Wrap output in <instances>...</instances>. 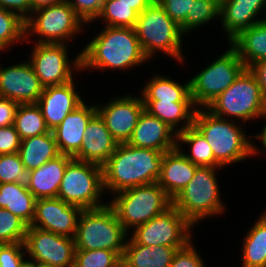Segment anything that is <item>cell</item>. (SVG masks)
<instances>
[{
  "mask_svg": "<svg viewBox=\"0 0 266 267\" xmlns=\"http://www.w3.org/2000/svg\"><path fill=\"white\" fill-rule=\"evenodd\" d=\"M177 148L189 161L198 167H222L215 160L213 150L205 137L194 125L177 134Z\"/></svg>",
  "mask_w": 266,
  "mask_h": 267,
  "instance_id": "obj_32",
  "label": "cell"
},
{
  "mask_svg": "<svg viewBox=\"0 0 266 267\" xmlns=\"http://www.w3.org/2000/svg\"><path fill=\"white\" fill-rule=\"evenodd\" d=\"M97 113L95 103L85 101L70 112L65 119L52 130L60 154L74 157L81 148L85 129L90 119Z\"/></svg>",
  "mask_w": 266,
  "mask_h": 267,
  "instance_id": "obj_21",
  "label": "cell"
},
{
  "mask_svg": "<svg viewBox=\"0 0 266 267\" xmlns=\"http://www.w3.org/2000/svg\"><path fill=\"white\" fill-rule=\"evenodd\" d=\"M265 4L266 0H224L220 5L219 22L226 34V44L263 20Z\"/></svg>",
  "mask_w": 266,
  "mask_h": 267,
  "instance_id": "obj_19",
  "label": "cell"
},
{
  "mask_svg": "<svg viewBox=\"0 0 266 267\" xmlns=\"http://www.w3.org/2000/svg\"><path fill=\"white\" fill-rule=\"evenodd\" d=\"M116 267H126L125 264L123 262H121L118 266Z\"/></svg>",
  "mask_w": 266,
  "mask_h": 267,
  "instance_id": "obj_55",
  "label": "cell"
},
{
  "mask_svg": "<svg viewBox=\"0 0 266 267\" xmlns=\"http://www.w3.org/2000/svg\"><path fill=\"white\" fill-rule=\"evenodd\" d=\"M216 3H218L219 5H221L223 2H224V0H214Z\"/></svg>",
  "mask_w": 266,
  "mask_h": 267,
  "instance_id": "obj_54",
  "label": "cell"
},
{
  "mask_svg": "<svg viewBox=\"0 0 266 267\" xmlns=\"http://www.w3.org/2000/svg\"><path fill=\"white\" fill-rule=\"evenodd\" d=\"M36 198L27 185L20 182L0 184V208H5L31 225L35 214Z\"/></svg>",
  "mask_w": 266,
  "mask_h": 267,
  "instance_id": "obj_29",
  "label": "cell"
},
{
  "mask_svg": "<svg viewBox=\"0 0 266 267\" xmlns=\"http://www.w3.org/2000/svg\"><path fill=\"white\" fill-rule=\"evenodd\" d=\"M28 172L18 154L0 155V184L20 182L27 183Z\"/></svg>",
  "mask_w": 266,
  "mask_h": 267,
  "instance_id": "obj_39",
  "label": "cell"
},
{
  "mask_svg": "<svg viewBox=\"0 0 266 267\" xmlns=\"http://www.w3.org/2000/svg\"><path fill=\"white\" fill-rule=\"evenodd\" d=\"M69 49L70 44H32L28 60L44 87L63 85L82 72L81 52L72 60Z\"/></svg>",
  "mask_w": 266,
  "mask_h": 267,
  "instance_id": "obj_12",
  "label": "cell"
},
{
  "mask_svg": "<svg viewBox=\"0 0 266 267\" xmlns=\"http://www.w3.org/2000/svg\"><path fill=\"white\" fill-rule=\"evenodd\" d=\"M192 239L185 247L178 249L175 253L170 267H206L207 264L202 254L195 246ZM206 264V265H205Z\"/></svg>",
  "mask_w": 266,
  "mask_h": 267,
  "instance_id": "obj_41",
  "label": "cell"
},
{
  "mask_svg": "<svg viewBox=\"0 0 266 267\" xmlns=\"http://www.w3.org/2000/svg\"><path fill=\"white\" fill-rule=\"evenodd\" d=\"M128 237L116 212L107 204L82 211L74 241L76 250L109 249L123 257Z\"/></svg>",
  "mask_w": 266,
  "mask_h": 267,
  "instance_id": "obj_8",
  "label": "cell"
},
{
  "mask_svg": "<svg viewBox=\"0 0 266 267\" xmlns=\"http://www.w3.org/2000/svg\"><path fill=\"white\" fill-rule=\"evenodd\" d=\"M164 11L181 27L186 36V17L194 0H156Z\"/></svg>",
  "mask_w": 266,
  "mask_h": 267,
  "instance_id": "obj_40",
  "label": "cell"
},
{
  "mask_svg": "<svg viewBox=\"0 0 266 267\" xmlns=\"http://www.w3.org/2000/svg\"><path fill=\"white\" fill-rule=\"evenodd\" d=\"M21 267H35V263L30 260H26Z\"/></svg>",
  "mask_w": 266,
  "mask_h": 267,
  "instance_id": "obj_51",
  "label": "cell"
},
{
  "mask_svg": "<svg viewBox=\"0 0 266 267\" xmlns=\"http://www.w3.org/2000/svg\"><path fill=\"white\" fill-rule=\"evenodd\" d=\"M138 15L131 5L118 3V0H106L94 22L99 21L102 26L135 28Z\"/></svg>",
  "mask_w": 266,
  "mask_h": 267,
  "instance_id": "obj_35",
  "label": "cell"
},
{
  "mask_svg": "<svg viewBox=\"0 0 266 267\" xmlns=\"http://www.w3.org/2000/svg\"><path fill=\"white\" fill-rule=\"evenodd\" d=\"M221 170L223 167H197L193 178L172 200V205L195 228L204 220L227 213L218 179Z\"/></svg>",
  "mask_w": 266,
  "mask_h": 267,
  "instance_id": "obj_4",
  "label": "cell"
},
{
  "mask_svg": "<svg viewBox=\"0 0 266 267\" xmlns=\"http://www.w3.org/2000/svg\"><path fill=\"white\" fill-rule=\"evenodd\" d=\"M117 145L104 120L96 113L86 126L80 151L73 158L103 166Z\"/></svg>",
  "mask_w": 266,
  "mask_h": 267,
  "instance_id": "obj_22",
  "label": "cell"
},
{
  "mask_svg": "<svg viewBox=\"0 0 266 267\" xmlns=\"http://www.w3.org/2000/svg\"><path fill=\"white\" fill-rule=\"evenodd\" d=\"M21 139L14 125L0 127V155L18 152Z\"/></svg>",
  "mask_w": 266,
  "mask_h": 267,
  "instance_id": "obj_44",
  "label": "cell"
},
{
  "mask_svg": "<svg viewBox=\"0 0 266 267\" xmlns=\"http://www.w3.org/2000/svg\"><path fill=\"white\" fill-rule=\"evenodd\" d=\"M122 257L109 249L75 250L74 267H116Z\"/></svg>",
  "mask_w": 266,
  "mask_h": 267,
  "instance_id": "obj_37",
  "label": "cell"
},
{
  "mask_svg": "<svg viewBox=\"0 0 266 267\" xmlns=\"http://www.w3.org/2000/svg\"><path fill=\"white\" fill-rule=\"evenodd\" d=\"M18 154L27 172L60 155L53 132L21 140Z\"/></svg>",
  "mask_w": 266,
  "mask_h": 267,
  "instance_id": "obj_27",
  "label": "cell"
},
{
  "mask_svg": "<svg viewBox=\"0 0 266 267\" xmlns=\"http://www.w3.org/2000/svg\"><path fill=\"white\" fill-rule=\"evenodd\" d=\"M230 44L248 68L255 62L266 59V22L260 21L243 30Z\"/></svg>",
  "mask_w": 266,
  "mask_h": 267,
  "instance_id": "obj_30",
  "label": "cell"
},
{
  "mask_svg": "<svg viewBox=\"0 0 266 267\" xmlns=\"http://www.w3.org/2000/svg\"><path fill=\"white\" fill-rule=\"evenodd\" d=\"M73 157L60 154L41 165L38 169L28 172L27 188L36 199L55 198L64 176L68 162Z\"/></svg>",
  "mask_w": 266,
  "mask_h": 267,
  "instance_id": "obj_23",
  "label": "cell"
},
{
  "mask_svg": "<svg viewBox=\"0 0 266 267\" xmlns=\"http://www.w3.org/2000/svg\"><path fill=\"white\" fill-rule=\"evenodd\" d=\"M25 42V20L14 12L0 8V55L10 52L14 44Z\"/></svg>",
  "mask_w": 266,
  "mask_h": 267,
  "instance_id": "obj_34",
  "label": "cell"
},
{
  "mask_svg": "<svg viewBox=\"0 0 266 267\" xmlns=\"http://www.w3.org/2000/svg\"><path fill=\"white\" fill-rule=\"evenodd\" d=\"M260 120L264 124H263L262 127L260 126V128H262L260 130V132L254 134V143H256V141H257L258 144H259V142L261 143V146L260 147L257 145V143L254 144L255 158L257 157V155L260 156L263 153L266 156V153H265L266 152V123H265L266 122V113H265V115ZM262 149L264 150V152H263Z\"/></svg>",
  "mask_w": 266,
  "mask_h": 267,
  "instance_id": "obj_48",
  "label": "cell"
},
{
  "mask_svg": "<svg viewBox=\"0 0 266 267\" xmlns=\"http://www.w3.org/2000/svg\"><path fill=\"white\" fill-rule=\"evenodd\" d=\"M226 50L190 77V95L197 108H206L227 90L246 69L237 50L228 43Z\"/></svg>",
  "mask_w": 266,
  "mask_h": 267,
  "instance_id": "obj_10",
  "label": "cell"
},
{
  "mask_svg": "<svg viewBox=\"0 0 266 267\" xmlns=\"http://www.w3.org/2000/svg\"><path fill=\"white\" fill-rule=\"evenodd\" d=\"M110 199L108 204L128 233L172 206V199L157 182L122 190Z\"/></svg>",
  "mask_w": 266,
  "mask_h": 267,
  "instance_id": "obj_7",
  "label": "cell"
},
{
  "mask_svg": "<svg viewBox=\"0 0 266 267\" xmlns=\"http://www.w3.org/2000/svg\"><path fill=\"white\" fill-rule=\"evenodd\" d=\"M206 108L216 116L249 124L265 115L266 99L256 78L246 68L234 83Z\"/></svg>",
  "mask_w": 266,
  "mask_h": 267,
  "instance_id": "obj_9",
  "label": "cell"
},
{
  "mask_svg": "<svg viewBox=\"0 0 266 267\" xmlns=\"http://www.w3.org/2000/svg\"><path fill=\"white\" fill-rule=\"evenodd\" d=\"M25 25V43H28V45L31 42L70 44L72 41L76 44V37L82 35L86 31L85 28L88 29L84 21L66 0L59 4L35 10L25 21Z\"/></svg>",
  "mask_w": 266,
  "mask_h": 267,
  "instance_id": "obj_6",
  "label": "cell"
},
{
  "mask_svg": "<svg viewBox=\"0 0 266 267\" xmlns=\"http://www.w3.org/2000/svg\"><path fill=\"white\" fill-rule=\"evenodd\" d=\"M82 211L80 207L65 203L58 197L37 199L30 226L74 238Z\"/></svg>",
  "mask_w": 266,
  "mask_h": 267,
  "instance_id": "obj_17",
  "label": "cell"
},
{
  "mask_svg": "<svg viewBox=\"0 0 266 267\" xmlns=\"http://www.w3.org/2000/svg\"><path fill=\"white\" fill-rule=\"evenodd\" d=\"M164 153L118 143L103 168L105 194L114 195L122 190L157 182L161 174Z\"/></svg>",
  "mask_w": 266,
  "mask_h": 267,
  "instance_id": "obj_2",
  "label": "cell"
},
{
  "mask_svg": "<svg viewBox=\"0 0 266 267\" xmlns=\"http://www.w3.org/2000/svg\"><path fill=\"white\" fill-rule=\"evenodd\" d=\"M263 21L266 22V4H265V9H264Z\"/></svg>",
  "mask_w": 266,
  "mask_h": 267,
  "instance_id": "obj_53",
  "label": "cell"
},
{
  "mask_svg": "<svg viewBox=\"0 0 266 267\" xmlns=\"http://www.w3.org/2000/svg\"><path fill=\"white\" fill-rule=\"evenodd\" d=\"M127 143L137 148L165 153L177 148V133L162 120L144 110Z\"/></svg>",
  "mask_w": 266,
  "mask_h": 267,
  "instance_id": "obj_20",
  "label": "cell"
},
{
  "mask_svg": "<svg viewBox=\"0 0 266 267\" xmlns=\"http://www.w3.org/2000/svg\"><path fill=\"white\" fill-rule=\"evenodd\" d=\"M112 96L105 103L95 102L97 113L117 143H127L145 110L141 95L124 93ZM117 96V97H116Z\"/></svg>",
  "mask_w": 266,
  "mask_h": 267,
  "instance_id": "obj_15",
  "label": "cell"
},
{
  "mask_svg": "<svg viewBox=\"0 0 266 267\" xmlns=\"http://www.w3.org/2000/svg\"><path fill=\"white\" fill-rule=\"evenodd\" d=\"M181 248L183 247L136 244L128 237L122 262L126 267H170L175 253Z\"/></svg>",
  "mask_w": 266,
  "mask_h": 267,
  "instance_id": "obj_26",
  "label": "cell"
},
{
  "mask_svg": "<svg viewBox=\"0 0 266 267\" xmlns=\"http://www.w3.org/2000/svg\"><path fill=\"white\" fill-rule=\"evenodd\" d=\"M151 76L137 93L141 95L143 102H193L189 79L180 83L167 74L155 72Z\"/></svg>",
  "mask_w": 266,
  "mask_h": 267,
  "instance_id": "obj_25",
  "label": "cell"
},
{
  "mask_svg": "<svg viewBox=\"0 0 266 267\" xmlns=\"http://www.w3.org/2000/svg\"><path fill=\"white\" fill-rule=\"evenodd\" d=\"M155 0H118V3L131 5V7L138 13H142L148 8Z\"/></svg>",
  "mask_w": 266,
  "mask_h": 267,
  "instance_id": "obj_49",
  "label": "cell"
},
{
  "mask_svg": "<svg viewBox=\"0 0 266 267\" xmlns=\"http://www.w3.org/2000/svg\"><path fill=\"white\" fill-rule=\"evenodd\" d=\"M194 231L195 227L172 205L161 215L137 226L129 237L141 245L185 247L194 239Z\"/></svg>",
  "mask_w": 266,
  "mask_h": 267,
  "instance_id": "obj_13",
  "label": "cell"
},
{
  "mask_svg": "<svg viewBox=\"0 0 266 267\" xmlns=\"http://www.w3.org/2000/svg\"><path fill=\"white\" fill-rule=\"evenodd\" d=\"M248 69L256 78L261 93L266 99V59L253 63Z\"/></svg>",
  "mask_w": 266,
  "mask_h": 267,
  "instance_id": "obj_47",
  "label": "cell"
},
{
  "mask_svg": "<svg viewBox=\"0 0 266 267\" xmlns=\"http://www.w3.org/2000/svg\"><path fill=\"white\" fill-rule=\"evenodd\" d=\"M28 225L5 208H0V241L4 243L24 242Z\"/></svg>",
  "mask_w": 266,
  "mask_h": 267,
  "instance_id": "obj_38",
  "label": "cell"
},
{
  "mask_svg": "<svg viewBox=\"0 0 266 267\" xmlns=\"http://www.w3.org/2000/svg\"><path fill=\"white\" fill-rule=\"evenodd\" d=\"M242 240L241 267H266V215L263 212Z\"/></svg>",
  "mask_w": 266,
  "mask_h": 267,
  "instance_id": "obj_31",
  "label": "cell"
},
{
  "mask_svg": "<svg viewBox=\"0 0 266 267\" xmlns=\"http://www.w3.org/2000/svg\"><path fill=\"white\" fill-rule=\"evenodd\" d=\"M143 104L149 114L162 120L177 134L193 125L197 110L194 102H143Z\"/></svg>",
  "mask_w": 266,
  "mask_h": 267,
  "instance_id": "obj_28",
  "label": "cell"
},
{
  "mask_svg": "<svg viewBox=\"0 0 266 267\" xmlns=\"http://www.w3.org/2000/svg\"><path fill=\"white\" fill-rule=\"evenodd\" d=\"M197 167L178 148H175L164 153L161 163V174L157 183L173 200L193 178Z\"/></svg>",
  "mask_w": 266,
  "mask_h": 267,
  "instance_id": "obj_24",
  "label": "cell"
},
{
  "mask_svg": "<svg viewBox=\"0 0 266 267\" xmlns=\"http://www.w3.org/2000/svg\"><path fill=\"white\" fill-rule=\"evenodd\" d=\"M65 0H30L32 5V12L37 9L62 3Z\"/></svg>",
  "mask_w": 266,
  "mask_h": 267,
  "instance_id": "obj_50",
  "label": "cell"
},
{
  "mask_svg": "<svg viewBox=\"0 0 266 267\" xmlns=\"http://www.w3.org/2000/svg\"><path fill=\"white\" fill-rule=\"evenodd\" d=\"M103 187V168L100 165L72 158L59 186L58 198L83 210L108 204Z\"/></svg>",
  "mask_w": 266,
  "mask_h": 267,
  "instance_id": "obj_11",
  "label": "cell"
},
{
  "mask_svg": "<svg viewBox=\"0 0 266 267\" xmlns=\"http://www.w3.org/2000/svg\"><path fill=\"white\" fill-rule=\"evenodd\" d=\"M44 86L29 60L2 66L0 61V97L18 104H36Z\"/></svg>",
  "mask_w": 266,
  "mask_h": 267,
  "instance_id": "obj_16",
  "label": "cell"
},
{
  "mask_svg": "<svg viewBox=\"0 0 266 267\" xmlns=\"http://www.w3.org/2000/svg\"><path fill=\"white\" fill-rule=\"evenodd\" d=\"M14 127L21 140L51 132L37 104H19Z\"/></svg>",
  "mask_w": 266,
  "mask_h": 267,
  "instance_id": "obj_33",
  "label": "cell"
},
{
  "mask_svg": "<svg viewBox=\"0 0 266 267\" xmlns=\"http://www.w3.org/2000/svg\"><path fill=\"white\" fill-rule=\"evenodd\" d=\"M193 125L205 137L223 168L255 157L254 134L247 135L245 124L216 116L207 108H197Z\"/></svg>",
  "mask_w": 266,
  "mask_h": 267,
  "instance_id": "obj_3",
  "label": "cell"
},
{
  "mask_svg": "<svg viewBox=\"0 0 266 267\" xmlns=\"http://www.w3.org/2000/svg\"><path fill=\"white\" fill-rule=\"evenodd\" d=\"M220 5L214 0H194L186 17V36L219 20ZM212 21V23H210Z\"/></svg>",
  "mask_w": 266,
  "mask_h": 267,
  "instance_id": "obj_36",
  "label": "cell"
},
{
  "mask_svg": "<svg viewBox=\"0 0 266 267\" xmlns=\"http://www.w3.org/2000/svg\"><path fill=\"white\" fill-rule=\"evenodd\" d=\"M18 105L14 100L0 97V127L14 125Z\"/></svg>",
  "mask_w": 266,
  "mask_h": 267,
  "instance_id": "obj_46",
  "label": "cell"
},
{
  "mask_svg": "<svg viewBox=\"0 0 266 267\" xmlns=\"http://www.w3.org/2000/svg\"><path fill=\"white\" fill-rule=\"evenodd\" d=\"M27 260L51 267H74V238L28 226L24 239Z\"/></svg>",
  "mask_w": 266,
  "mask_h": 267,
  "instance_id": "obj_14",
  "label": "cell"
},
{
  "mask_svg": "<svg viewBox=\"0 0 266 267\" xmlns=\"http://www.w3.org/2000/svg\"><path fill=\"white\" fill-rule=\"evenodd\" d=\"M35 267H51V266L40 264V263H35Z\"/></svg>",
  "mask_w": 266,
  "mask_h": 267,
  "instance_id": "obj_52",
  "label": "cell"
},
{
  "mask_svg": "<svg viewBox=\"0 0 266 267\" xmlns=\"http://www.w3.org/2000/svg\"><path fill=\"white\" fill-rule=\"evenodd\" d=\"M135 31L141 49L149 61L157 57L159 52L185 67L187 55L182 46L187 39L181 27L156 0L138 15Z\"/></svg>",
  "mask_w": 266,
  "mask_h": 267,
  "instance_id": "obj_5",
  "label": "cell"
},
{
  "mask_svg": "<svg viewBox=\"0 0 266 267\" xmlns=\"http://www.w3.org/2000/svg\"><path fill=\"white\" fill-rule=\"evenodd\" d=\"M100 31L87 38L81 52V71H123L146 65L135 28L101 26ZM127 70V71H126Z\"/></svg>",
  "mask_w": 266,
  "mask_h": 267,
  "instance_id": "obj_1",
  "label": "cell"
},
{
  "mask_svg": "<svg viewBox=\"0 0 266 267\" xmlns=\"http://www.w3.org/2000/svg\"><path fill=\"white\" fill-rule=\"evenodd\" d=\"M102 4L106 1V0H99Z\"/></svg>",
  "mask_w": 266,
  "mask_h": 267,
  "instance_id": "obj_57",
  "label": "cell"
},
{
  "mask_svg": "<svg viewBox=\"0 0 266 267\" xmlns=\"http://www.w3.org/2000/svg\"><path fill=\"white\" fill-rule=\"evenodd\" d=\"M76 78L63 85L44 87L43 93L36 102L41 110L47 127L54 130L65 117L80 106L84 101L79 89L77 90Z\"/></svg>",
  "mask_w": 266,
  "mask_h": 267,
  "instance_id": "obj_18",
  "label": "cell"
},
{
  "mask_svg": "<svg viewBox=\"0 0 266 267\" xmlns=\"http://www.w3.org/2000/svg\"><path fill=\"white\" fill-rule=\"evenodd\" d=\"M26 260L24 242L4 243L0 246V267H21Z\"/></svg>",
  "mask_w": 266,
  "mask_h": 267,
  "instance_id": "obj_42",
  "label": "cell"
},
{
  "mask_svg": "<svg viewBox=\"0 0 266 267\" xmlns=\"http://www.w3.org/2000/svg\"><path fill=\"white\" fill-rule=\"evenodd\" d=\"M0 8L16 13L25 21L32 14L30 0H0Z\"/></svg>",
  "mask_w": 266,
  "mask_h": 267,
  "instance_id": "obj_45",
  "label": "cell"
},
{
  "mask_svg": "<svg viewBox=\"0 0 266 267\" xmlns=\"http://www.w3.org/2000/svg\"><path fill=\"white\" fill-rule=\"evenodd\" d=\"M88 26L100 15L103 4L99 0H66Z\"/></svg>",
  "mask_w": 266,
  "mask_h": 267,
  "instance_id": "obj_43",
  "label": "cell"
},
{
  "mask_svg": "<svg viewBox=\"0 0 266 267\" xmlns=\"http://www.w3.org/2000/svg\"><path fill=\"white\" fill-rule=\"evenodd\" d=\"M261 212H263V213L266 215V207H265V209H264L263 211H261Z\"/></svg>",
  "mask_w": 266,
  "mask_h": 267,
  "instance_id": "obj_56",
  "label": "cell"
}]
</instances>
